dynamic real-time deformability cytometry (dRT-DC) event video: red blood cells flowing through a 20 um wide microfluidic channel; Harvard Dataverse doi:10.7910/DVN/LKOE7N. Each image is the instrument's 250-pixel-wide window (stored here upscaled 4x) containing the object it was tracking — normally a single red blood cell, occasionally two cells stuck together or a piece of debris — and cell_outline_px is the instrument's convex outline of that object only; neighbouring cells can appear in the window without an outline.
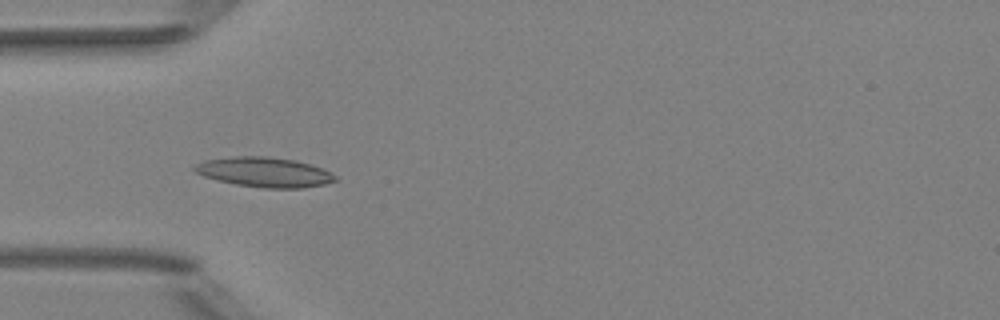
{"species": "Egyptian fruit bat (a non-hibernating species)", "species_latin": "Rousettus aegyptiacus", "temperature_condition": "room temperature", "stored_images_in_passage": 6, "camera_frame_rate_fps": 3000, "um_per_image_px": 0.085, "animal": {"sex": "female"}, "frame": {"image": 1, "passage_image": 4, "time_ms": 1.0, "image_size_px": [1000, 320], "cell_outline_px": [[336, 180], [324, 184], [304, 188], [264, 188], [236, 184], [204, 176], [196, 172], [192, 168], [196, 164], [204, 160], [236, 156], [268, 156], [296, 160], [320, 168], [336, 176]], "centroid_in_image_um": [22.46, 14.63], "position_along_channel_um": 62.5, "area_um2": 24.16}}
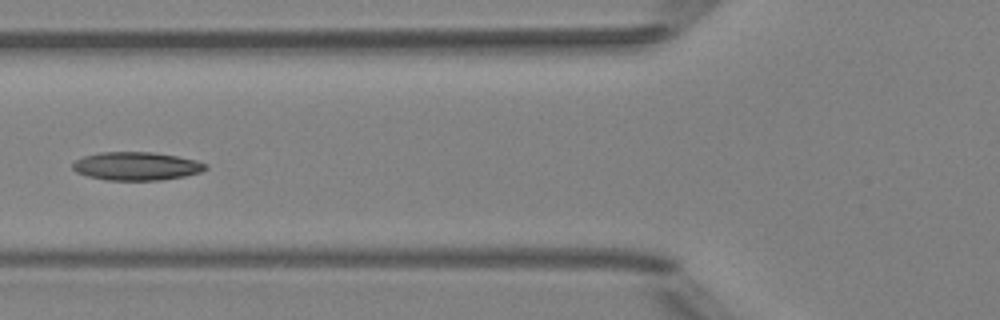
{"frame": {"image": 2, "passage_image": 5, "time_ms": 1.333, "image_size_px": [1000, 320], "cell_outline_px": [[208, 168], [200, 172], [184, 176], [160, 180], [104, 180], [88, 176], [76, 172], [72, 168], [72, 164], [76, 160], [84, 156], [100, 152], [152, 152], [176, 156], [196, 160], [208, 164]], "centroid_in_image_um": [11.59, 14.12], "position_along_channel_um": 114.2, "area_um2": 21.91}}
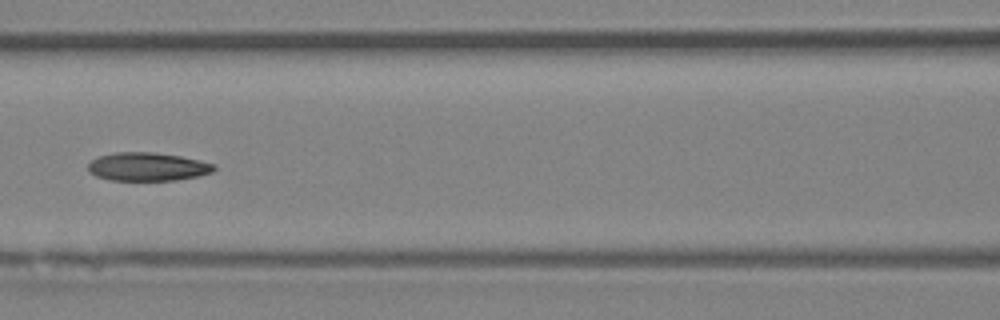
{"frame": {"image": 3, "passage_image": 6, "time_ms": 1.667, "image_size_px": [1000, 320], "cell_outline_px": [[216, 168], [212, 172], [196, 176], [176, 180], [108, 180], [96, 176], [88, 172], [88, 164], [96, 156], [116, 152], [152, 152], [180, 156], [216, 164]], "centroid_in_image_um": [12.5, 14.17], "position_along_channel_um": 154.1, "area_um2": 20.87}}